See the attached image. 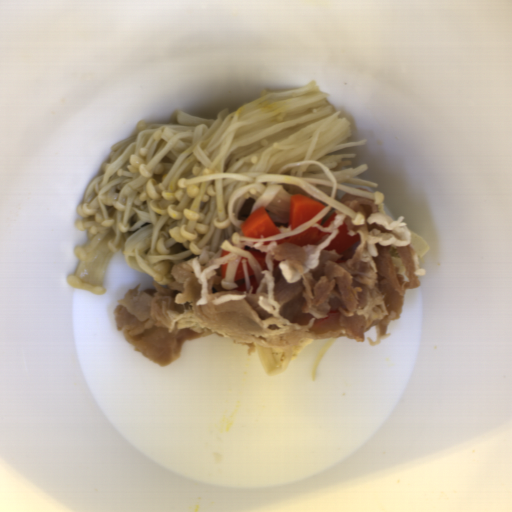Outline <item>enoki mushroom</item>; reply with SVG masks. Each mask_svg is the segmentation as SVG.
<instances>
[{
	"instance_id": "enoki-mushroom-4",
	"label": "enoki mushroom",
	"mask_w": 512,
	"mask_h": 512,
	"mask_svg": "<svg viewBox=\"0 0 512 512\" xmlns=\"http://www.w3.org/2000/svg\"><path fill=\"white\" fill-rule=\"evenodd\" d=\"M415 261V272L414 274L418 276H425L426 272L423 269H419V256H416L415 253L413 255Z\"/></svg>"
},
{
	"instance_id": "enoki-mushroom-2",
	"label": "enoki mushroom",
	"mask_w": 512,
	"mask_h": 512,
	"mask_svg": "<svg viewBox=\"0 0 512 512\" xmlns=\"http://www.w3.org/2000/svg\"><path fill=\"white\" fill-rule=\"evenodd\" d=\"M256 350L269 378L285 373L293 356V347L270 348L265 345H257Z\"/></svg>"
},
{
	"instance_id": "enoki-mushroom-3",
	"label": "enoki mushroom",
	"mask_w": 512,
	"mask_h": 512,
	"mask_svg": "<svg viewBox=\"0 0 512 512\" xmlns=\"http://www.w3.org/2000/svg\"><path fill=\"white\" fill-rule=\"evenodd\" d=\"M337 339V338H336ZM336 339H332L330 338L328 340V342L324 345V347L321 349V351L317 354V356L315 357L314 359V362H313V365H312V368H311V372H310V381H316V375H317V371H318V368H319V365H320V362L324 356V354L326 353L327 349L332 345V343L336 340Z\"/></svg>"
},
{
	"instance_id": "enoki-mushroom-1",
	"label": "enoki mushroom",
	"mask_w": 512,
	"mask_h": 512,
	"mask_svg": "<svg viewBox=\"0 0 512 512\" xmlns=\"http://www.w3.org/2000/svg\"><path fill=\"white\" fill-rule=\"evenodd\" d=\"M351 122L336 111L317 81L288 90H264L260 97L207 119L184 111L174 123H137V134L111 147L101 174L86 188L77 206V230L88 242L76 247L79 260L70 286L106 294L104 279L112 255L121 251L128 266L168 285L171 270L197 258L201 266L226 264L221 287L250 291L248 264L258 284V261L239 242L277 241L311 228L331 209L362 225L366 219L335 196L337 190L366 198L378 206L381 191L357 179L367 164L330 154L364 146L351 140ZM303 195L325 204L313 219L291 230L290 198ZM265 207L282 231L264 238L244 236L240 226ZM221 249L230 252L220 258ZM245 279L234 282L239 261ZM248 263V264H247Z\"/></svg>"
}]
</instances>
